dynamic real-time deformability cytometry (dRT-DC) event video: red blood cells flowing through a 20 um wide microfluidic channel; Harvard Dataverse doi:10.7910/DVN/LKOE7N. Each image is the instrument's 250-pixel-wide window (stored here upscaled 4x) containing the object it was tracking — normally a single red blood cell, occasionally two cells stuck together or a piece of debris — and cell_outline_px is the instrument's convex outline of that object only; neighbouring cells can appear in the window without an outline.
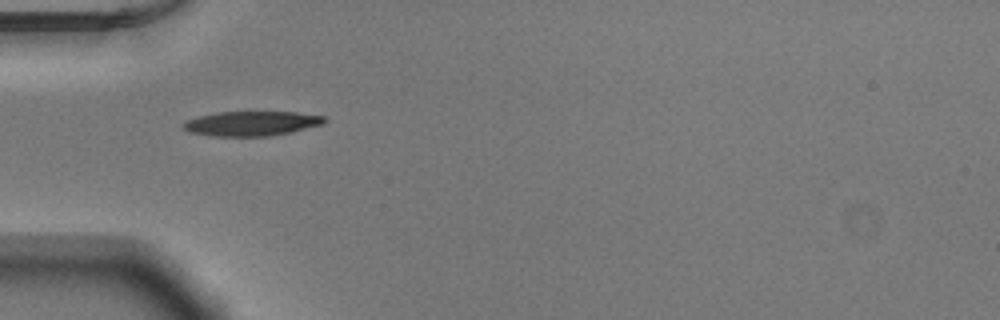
{"species": "Egyptian fruit bat (a non-hibernating species)", "species_latin": "Rousettus aegyptiacus", "temperature_condition": "warm", "stored_images_in_passage": 36, "camera_frame_rate_fps": 3000, "um_per_image_px": 0.085, "animal": {"sex": "male"}, "frame": {"image": 1, "passage_image": 1, "time_ms": 0.0, "image_size_px": [1000, 320], "cell_outline_px": [[328, 120], [324, 124], [292, 132], [268, 136], [212, 136], [188, 132], [180, 128], [180, 124], [188, 120], [200, 116], [220, 112], [296, 112], [324, 116]], "centroid_in_image_um": [21.38, 10.5], "position_along_channel_um": 63.6, "area_um2": 20.4}}
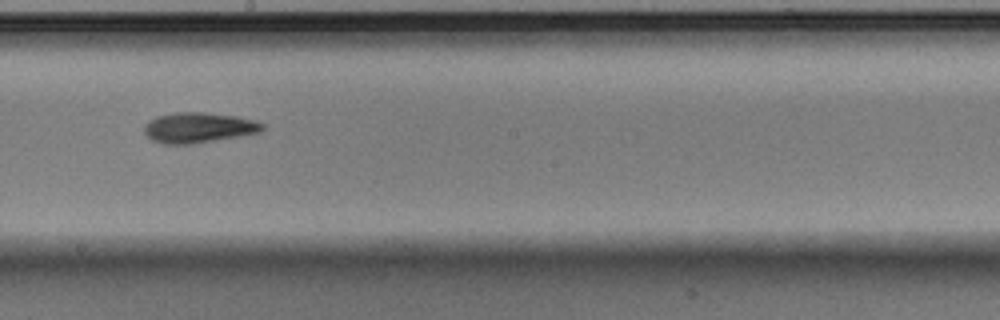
{"frame": {"image": 2, "passage_image": 14, "time_ms": 4.333, "image_size_px": [1000, 320], "cell_outline_px": [[264, 128], [260, 132], [240, 136], [192, 144], [160, 144], [152, 140], [144, 132], [144, 124], [148, 120], [156, 116], [176, 112], [208, 112], [236, 116], [256, 120], [264, 124]], "centroid_in_image_um": [16.86, 10.84], "position_along_channel_um": 231.3, "area_um2": 21.15}}
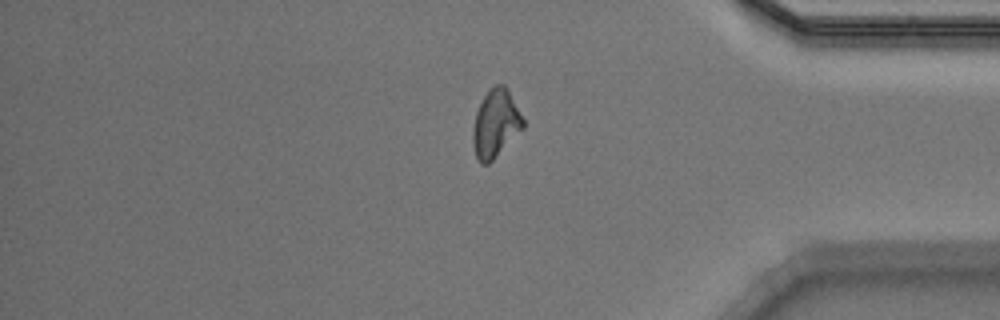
{"frame": {"image": 3, "passage_image": 28, "time_ms": 9.0, "image_size_px": [1000, 320], "cell_outline_px": [[524, 128], [488, 164], [480, 164], [476, 156], [472, 144], [472, 128], [476, 112], [484, 96], [496, 84], [504, 84], [508, 88], [524, 120]], "centroid_in_image_um": [42.12, 10.51], "position_along_channel_um": 393.1, "area_um2": 19.77}, "authors_computed_cell_mechanics": {"area_um2": 20.1144, "velocity_mm_per_s": 3.9047, "shape_relaxation_time_tau1_ms": 4.389, "shape_relaxation_time_tau2_ms": null, "deformation_change_tau1": 0.1702, "deformation_change_tau2": null}}